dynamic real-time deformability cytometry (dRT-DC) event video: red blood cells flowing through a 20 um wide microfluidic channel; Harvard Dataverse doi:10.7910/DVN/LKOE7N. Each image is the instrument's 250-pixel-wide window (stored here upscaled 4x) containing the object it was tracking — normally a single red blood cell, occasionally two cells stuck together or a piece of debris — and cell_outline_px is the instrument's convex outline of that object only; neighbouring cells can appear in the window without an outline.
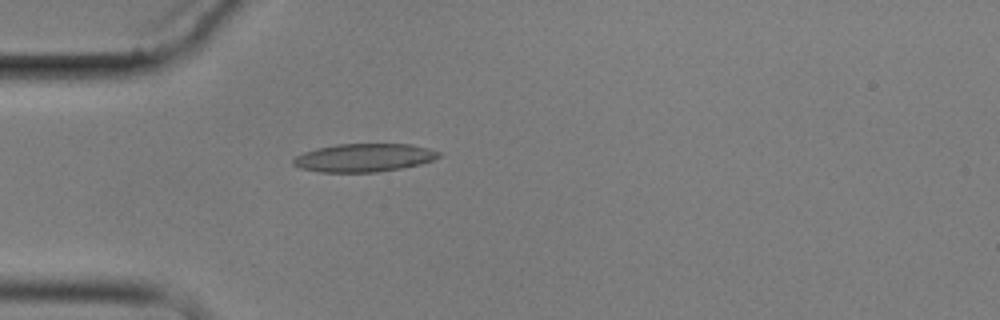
{"species": "common noctule bat (a hibernating species)", "species_latin": "Nyctalus noctula", "temperature_condition": "cold", "stored_images_in_passage": 1, "camera_frame_rate_fps": 3000, "um_per_image_px": 0.085, "animal": {"sex": "male", "body_mass_g": 17.9}, "frame": {"image": 1, "passage_image": 1, "time_ms": 0.0, "image_size_px": [1000, 320], "cell_outline_px": [[440, 156], [432, 160], [420, 164], [400, 168], [376, 172], [320, 172], [300, 168], [292, 164], [292, 160], [296, 156], [304, 152], [316, 148], [336, 144], [412, 144], [428, 148], [440, 152]], "centroid_in_image_um": [30.91, 13.4], "position_along_channel_um": 54.1, "area_um2": 23.87}}